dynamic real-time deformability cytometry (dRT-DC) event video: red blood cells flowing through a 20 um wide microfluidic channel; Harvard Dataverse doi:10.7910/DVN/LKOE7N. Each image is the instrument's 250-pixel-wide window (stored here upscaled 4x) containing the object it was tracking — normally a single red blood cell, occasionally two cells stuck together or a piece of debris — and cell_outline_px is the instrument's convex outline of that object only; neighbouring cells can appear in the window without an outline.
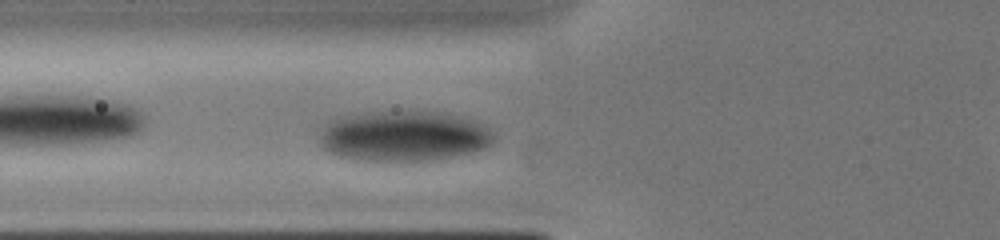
{"species": "human", "species_latin": "Homo sapiens", "temperature_condition": "cold", "stored_images_in_passage": 4, "camera_frame_rate_fps": 3000, "um_per_image_px": 0.085, "donor": {"sex": "male"}, "frame": {"image": 1, "passage_image": 4, "time_ms": 2.333, "image_size_px": [1000, 240], "cell_outline_px": [[496, 136], [492, 144], [484, 148], [472, 152], [436, 160], [356, 160], [340, 156], [328, 152], [320, 144], [320, 136], [328, 120], [340, 116], [368, 112], [436, 112], [460, 116], [476, 120], [488, 128]], "centroid_in_image_um": [34.33, 11.56], "position_along_channel_um": 91.5, "area_um2": 51.21}}